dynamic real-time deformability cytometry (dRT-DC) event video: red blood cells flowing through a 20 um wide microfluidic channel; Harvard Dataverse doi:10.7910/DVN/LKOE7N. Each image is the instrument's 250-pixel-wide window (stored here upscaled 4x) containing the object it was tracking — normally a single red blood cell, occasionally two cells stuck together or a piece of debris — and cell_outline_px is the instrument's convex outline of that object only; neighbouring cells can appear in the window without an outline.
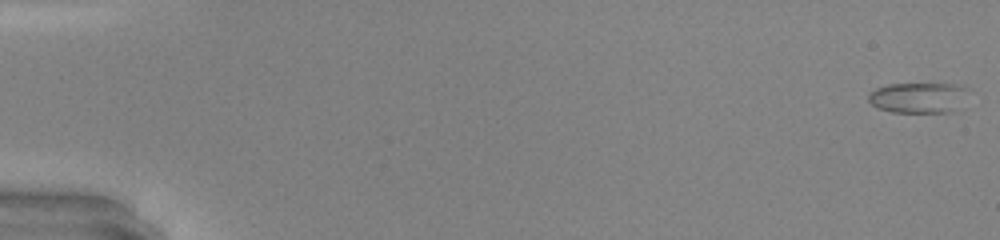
{"species": "common noctule bat (a hibernating species)", "species_latin": "Nyctalus noctula", "temperature_condition": "warm", "stored_images_in_passage": 49, "camera_frame_rate_fps": 3000, "um_per_image_px": 0.085, "animal": {"sex": "male", "body_mass_g": 20.0, "forearm_length_mm": 53.3}, "frame": {"image": 1, "passage_image": 1, "time_ms": 0.0, "image_size_px": [1000, 240], "cell_outline_px": [[968, 88], [952, 112], [892, 112], [876, 108], [868, 100], [868, 96], [876, 88], [888, 84], [960, 84]], "centroid_in_image_um": [77.99, 8.29], "position_along_channel_um": 7.0, "area_um2": 17.4}}
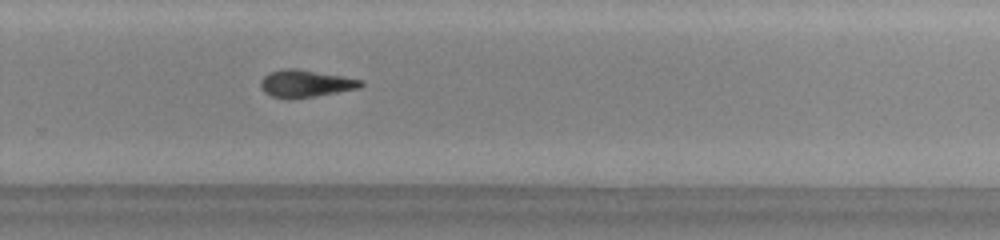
{"frame": {"image": 2, "passage_image": 34, "time_ms": 11.0, "image_size_px": [1000, 240], "cell_outline_px": [[364, 84], [360, 88], [316, 96], [272, 96], [264, 92], [260, 84], [260, 80], [268, 72], [284, 68], [296, 68], [340, 76], [360, 80]], "centroid_in_image_um": [25.96, 7.06], "position_along_channel_um": 303.8, "area_um2": 15.32}}
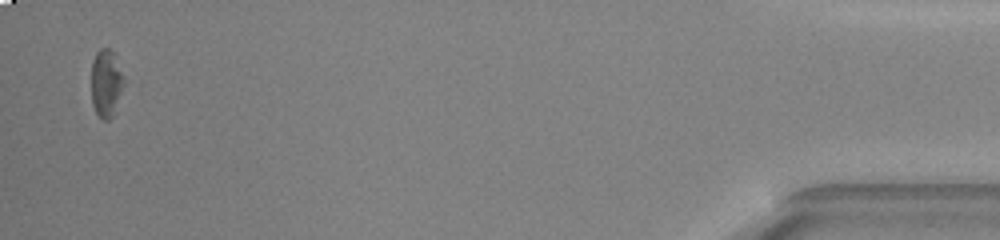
{"frame": {"image": 3, "passage_image": 48, "time_ms": 15.667, "image_size_px": [1000, 240], "cell_outline_px": [[124, 84], [112, 116], [108, 120], [100, 120], [92, 104], [92, 60], [96, 52], [100, 48], [108, 48], [112, 52], [124, 76]], "centroid_in_image_um": [9.0, 7.08], "position_along_channel_um": 426.2, "area_um2": 12.66}, "authors_computed_cell_mechanics": {"area_um2": 15.9528, "velocity_mm_per_s": 4.3446, "shape_relaxation_time_tau1_ms": 3.8715, "shape_relaxation_time_tau2_ms": null, "deformation_change_tau1": 0.1313, "deformation_change_tau2": null}}